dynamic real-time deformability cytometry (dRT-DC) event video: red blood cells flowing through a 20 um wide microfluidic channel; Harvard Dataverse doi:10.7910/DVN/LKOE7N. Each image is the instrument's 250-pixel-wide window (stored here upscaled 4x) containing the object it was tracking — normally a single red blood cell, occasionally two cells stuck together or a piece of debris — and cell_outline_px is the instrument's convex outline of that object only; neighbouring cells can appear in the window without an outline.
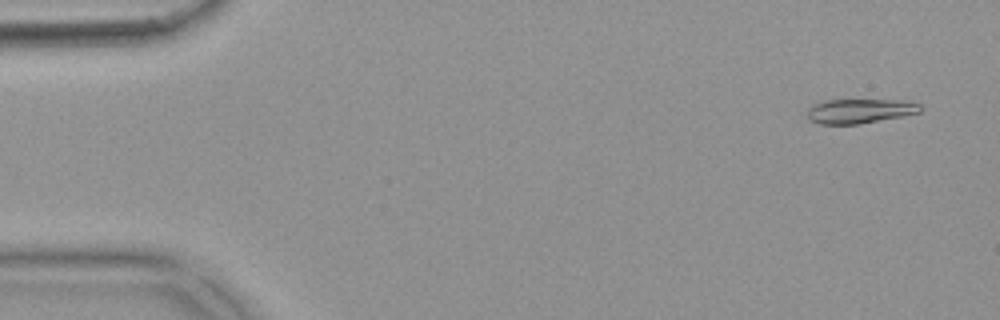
{"species": "common noctule bat (a hibernating species)", "species_latin": "Nyctalus noctula", "temperature_condition": "warm", "stored_images_in_passage": 55, "camera_frame_rate_fps": 3000, "um_per_image_px": 0.085, "animal": {"sex": "female", "body_mass_g": 18.4}, "frame": {"image": 1, "passage_image": 3, "time_ms": 0.667, "image_size_px": [1000, 320], "cell_outline_px": [[924, 108], [920, 112], [904, 116], [860, 124], [820, 124], [808, 120], [808, 108], [812, 104], [824, 100], [904, 100], [920, 104]], "centroid_in_image_um": [73.09, 9.44], "position_along_channel_um": 11.9, "area_um2": 16.36}}
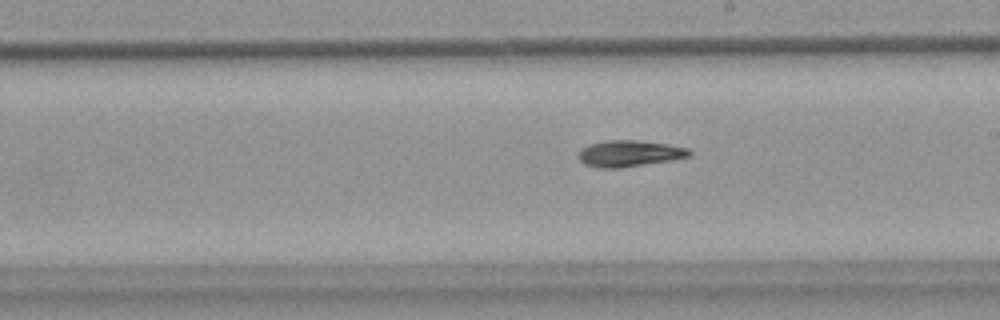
{"frame": {"image": 2, "passage_image": 31, "time_ms": 10.0, "image_size_px": [1000, 320], "cell_outline_px": [[692, 156], [672, 160], [620, 168], [600, 168], [584, 164], [576, 156], [580, 148], [588, 144], [608, 140], [636, 140], [664, 144], [688, 148], [692, 152]], "centroid_in_image_um": [53.46, 13.05], "position_along_channel_um": 235.5, "area_um2": 17.11}}
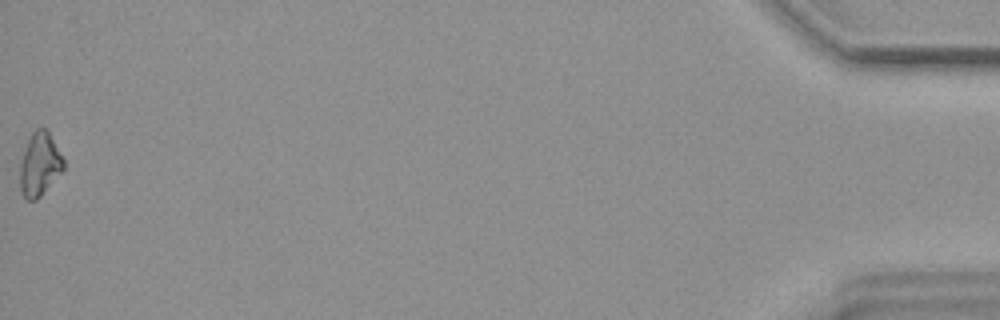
{"frame": {"image": 3, "passage_image": 55, "time_ms": 18.0, "image_size_px": [1000, 320], "cell_outline_px": [[64, 168], [40, 196], [36, 200], [28, 200], [24, 196], [20, 188], [20, 164], [28, 140], [32, 132], [36, 128], [48, 128], [64, 160]], "centroid_in_image_um": [3.37, 13.93], "position_along_channel_um": 431.8, "area_um2": 15.9}}